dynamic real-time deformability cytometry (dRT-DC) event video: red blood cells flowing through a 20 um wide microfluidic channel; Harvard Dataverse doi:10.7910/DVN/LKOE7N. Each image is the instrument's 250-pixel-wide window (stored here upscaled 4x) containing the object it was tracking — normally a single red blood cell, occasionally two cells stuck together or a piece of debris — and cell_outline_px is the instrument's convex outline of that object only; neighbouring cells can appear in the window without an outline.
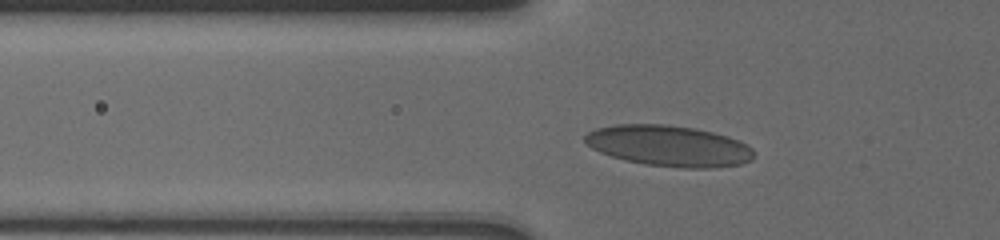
{"species": "human", "species_latin": "Homo sapiens", "temperature_condition": "cold", "stored_images_in_passage": 39, "camera_frame_rate_fps": 3000, "um_per_image_px": 0.085, "donor": {"sex": "male"}, "frame": {"image": 1, "passage_image": 4, "time_ms": 1.333, "image_size_px": [1000, 240], "cell_outline_px": [[756, 156], [752, 160], [740, 164], [712, 168], [680, 168], [644, 164], [624, 160], [600, 152], [592, 148], [584, 140], [584, 136], [588, 132], [596, 128], [616, 124], [664, 124], [696, 128], [728, 136], [748, 144], [752, 148]], "centroid_in_image_um": [56.88, 12.4], "position_along_channel_um": 68.9, "area_um2": 40.58}}
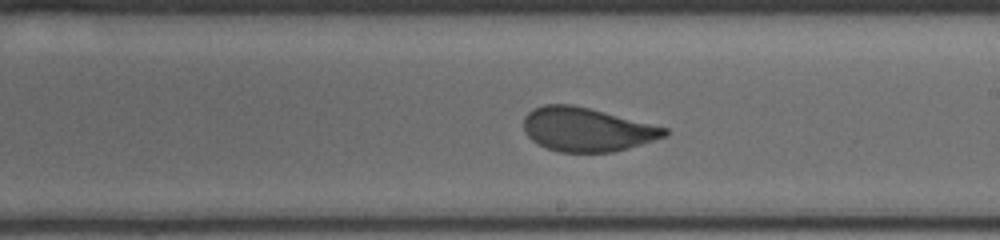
{"frame": {"image": 2, "passage_image": 19, "time_ms": 6.0, "image_size_px": [1000, 240], "cell_outline_px": [[668, 136], [628, 148], [612, 152], [560, 152], [548, 148], [532, 140], [524, 132], [524, 116], [532, 108], [544, 104], [572, 104], [668, 128]], "centroid_in_image_um": [49.87, 11.0], "position_along_channel_um": 239.1, "area_um2": 35.84}}
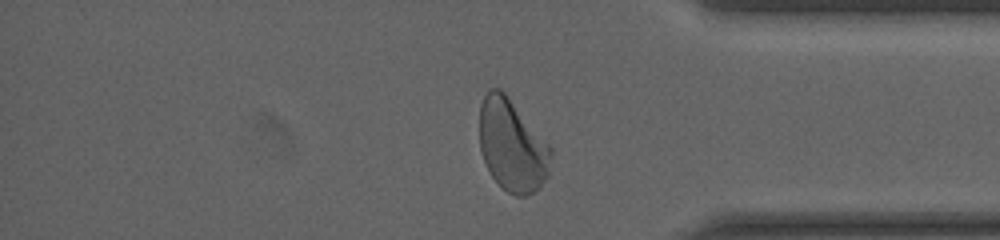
{"frame": {"image": 3, "passage_image": 33, "time_ms": 10.333, "image_size_px": [1000, 240], "cell_outline_px": [[552, 156], [548, 176], [540, 188], [524, 196], [516, 196], [508, 192], [492, 176], [484, 160], [480, 148], [480, 104], [488, 88], [500, 88], [504, 92], [552, 148]], "centroid_in_image_um": [43.54, 12.36], "position_along_channel_um": 391.7, "area_um2": 38.09}}